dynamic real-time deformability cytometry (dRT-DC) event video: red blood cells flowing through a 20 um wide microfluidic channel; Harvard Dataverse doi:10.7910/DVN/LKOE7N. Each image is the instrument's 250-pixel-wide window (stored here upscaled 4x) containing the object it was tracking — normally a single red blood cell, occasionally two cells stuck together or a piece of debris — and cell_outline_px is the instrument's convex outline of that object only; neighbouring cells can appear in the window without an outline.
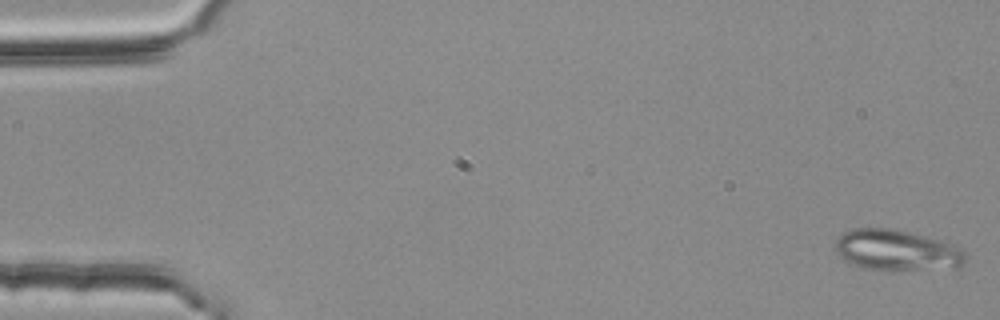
{"species": "common noctule bat (a hibernating species)", "species_latin": "Nyctalus noctula", "temperature_condition": "room temperature", "stored_images_in_passage": 53, "camera_frame_rate_fps": 3000, "um_per_image_px": 0.085, "animal": {"sex": "female", "body_mass_g": 25.1}, "frame": {"image": 1, "passage_image": 1, "time_ms": 0.0, "image_size_px": [1000, 320], "cell_outline_px": [[968, 256], [964, 264], [916, 268], [864, 268], [852, 264], [844, 260], [832, 248], [836, 240], [844, 232], [852, 228], [888, 228], [924, 236], [952, 244], [960, 248]], "centroid_in_image_um": [76.11, 21.22], "position_along_channel_um": 8.9, "area_um2": 29.71}}
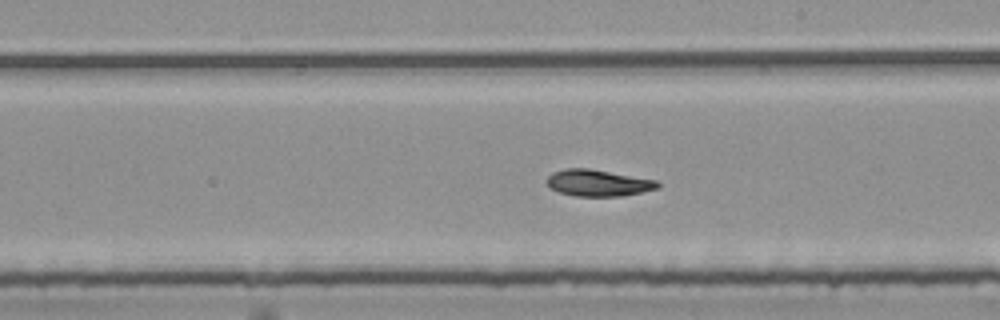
{"frame": {"image": 2, "passage_image": 31, "time_ms": 10.0, "image_size_px": [1000, 320], "cell_outline_px": [[660, 188], [624, 196], [576, 196], [560, 192], [548, 188], [548, 176], [552, 172], [564, 168], [588, 168], [656, 180], [660, 184]], "centroid_in_image_um": [50.84, 15.55], "position_along_channel_um": 238.2, "area_um2": 17.17}}
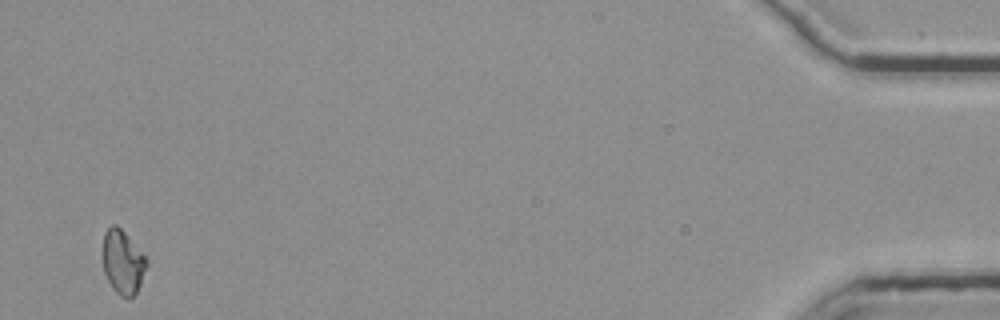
{"frame": {"image": 3, "passage_image": 53, "time_ms": 17.333, "image_size_px": [1000, 320], "cell_outline_px": [[148, 264], [140, 284], [136, 292], [128, 300], [120, 296], [112, 288], [104, 272], [104, 232], [112, 224], [116, 224], [124, 232], [148, 260]], "centroid_in_image_um": [10.45, 22.3], "position_along_channel_um": 424.8, "area_um2": 16.07}, "authors_computed_cell_mechanics": {"area_um2": 17.2822, "velocity_mm_per_s": 3.7707, "shape_relaxation_time_tau1_ms": 11.0345, "shape_relaxation_time_tau2_ms": 4.4366, "deformation_change_tau1": 0.2445, "deformation_change_tau2": 0.0985}}